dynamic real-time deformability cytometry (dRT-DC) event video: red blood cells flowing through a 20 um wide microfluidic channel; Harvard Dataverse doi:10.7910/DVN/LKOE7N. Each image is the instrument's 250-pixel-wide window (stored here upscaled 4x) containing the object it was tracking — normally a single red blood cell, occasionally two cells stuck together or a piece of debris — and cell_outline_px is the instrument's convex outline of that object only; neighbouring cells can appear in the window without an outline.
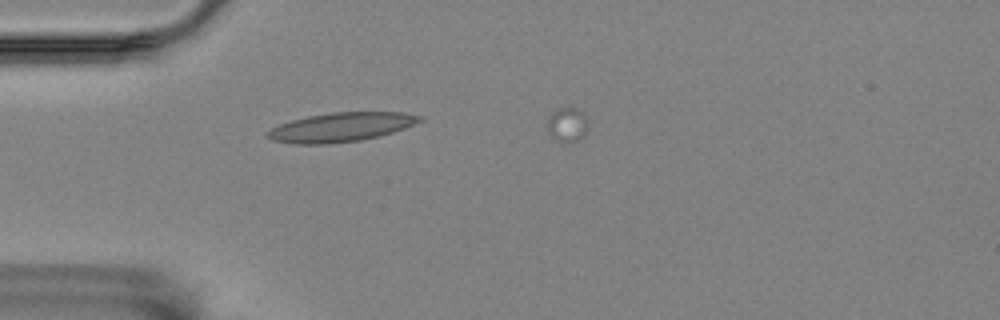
{"species": "Egyptian fruit bat (a non-hibernating species)", "species_latin": "Rousettus aegyptiacus", "temperature_condition": "room temperature", "stored_images_in_passage": 19, "camera_frame_rate_fps": 3000, "um_per_image_px": 0.085, "animal": {"sex": "female"}, "frame": {"image": 1, "passage_image": 14, "time_ms": 4.333, "image_size_px": [1000, 320], "cell_outline_px": [[424, 120], [404, 128], [380, 136], [360, 140], [328, 144], [292, 144], [272, 140], [268, 136], [268, 132], [272, 128], [280, 124], [292, 120], [308, 116], [332, 112], [404, 112], [424, 116]], "centroid_in_image_um": [29.03, 10.8], "position_along_channel_um": 56.0, "area_um2": 25.78}}